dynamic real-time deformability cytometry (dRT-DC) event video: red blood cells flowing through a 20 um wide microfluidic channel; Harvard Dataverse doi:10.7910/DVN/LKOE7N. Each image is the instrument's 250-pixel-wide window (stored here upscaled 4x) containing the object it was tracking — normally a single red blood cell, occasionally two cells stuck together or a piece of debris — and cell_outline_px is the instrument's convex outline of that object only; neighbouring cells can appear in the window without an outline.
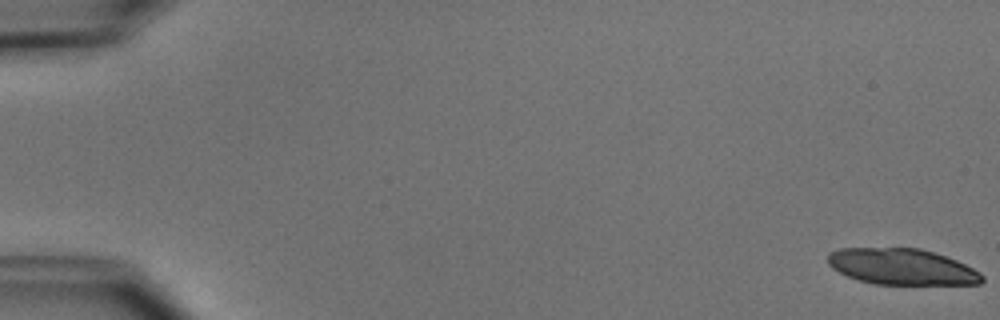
{"species": "common noctule bat (a hibernating species)", "species_latin": "Nyctalus noctula", "temperature_condition": "cold", "stored_images_in_passage": 23, "camera_frame_rate_fps": 3000, "um_per_image_px": 0.085, "animal": {"sex": "male", "body_mass_g": 15.6}, "frame": {"image": 1, "passage_image": 1, "time_ms": 0.0, "image_size_px": [1000, 320], "cell_outline_px": [[984, 280], [980, 284], [876, 284], [860, 280], [848, 276], [832, 268], [828, 264], [828, 252], [840, 248], [920, 248], [956, 260], [980, 272], [984, 276]], "centroid_in_image_um": [76.65, 22.67], "position_along_channel_um": 8.3, "area_um2": 32.25}}